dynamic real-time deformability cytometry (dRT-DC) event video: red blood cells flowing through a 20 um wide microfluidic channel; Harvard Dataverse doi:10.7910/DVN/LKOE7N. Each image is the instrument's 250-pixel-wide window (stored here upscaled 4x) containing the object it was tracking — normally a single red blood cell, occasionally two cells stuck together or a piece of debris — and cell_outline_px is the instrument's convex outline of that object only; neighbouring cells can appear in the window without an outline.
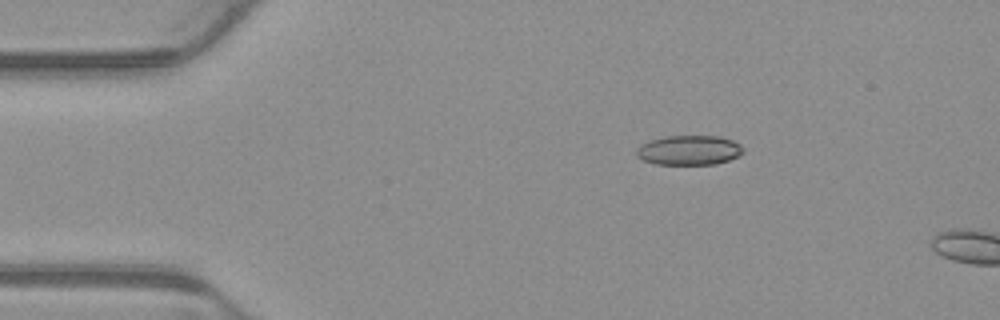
{"species": "common noctule bat (a hibernating species)", "species_latin": "Nyctalus noctula", "temperature_condition": "warm", "stored_images_in_passage": 4, "camera_frame_rate_fps": 3000, "um_per_image_px": 0.085, "animal": {"sex": "male", "body_mass_g": 23.1, "forearm_length_mm": 52.7}, "frame": {"image": 1, "passage_image": 3, "time_ms": 0.667, "image_size_px": [1000, 320], "cell_outline_px": [[744, 152], [728, 160], [716, 164], [656, 164], [644, 160], [636, 156], [636, 148], [652, 140], [668, 136], [720, 136], [732, 140], [740, 144], [744, 148]], "centroid_in_image_um": [58.6, 12.77], "position_along_channel_um": 26.4, "area_um2": 18.26}}